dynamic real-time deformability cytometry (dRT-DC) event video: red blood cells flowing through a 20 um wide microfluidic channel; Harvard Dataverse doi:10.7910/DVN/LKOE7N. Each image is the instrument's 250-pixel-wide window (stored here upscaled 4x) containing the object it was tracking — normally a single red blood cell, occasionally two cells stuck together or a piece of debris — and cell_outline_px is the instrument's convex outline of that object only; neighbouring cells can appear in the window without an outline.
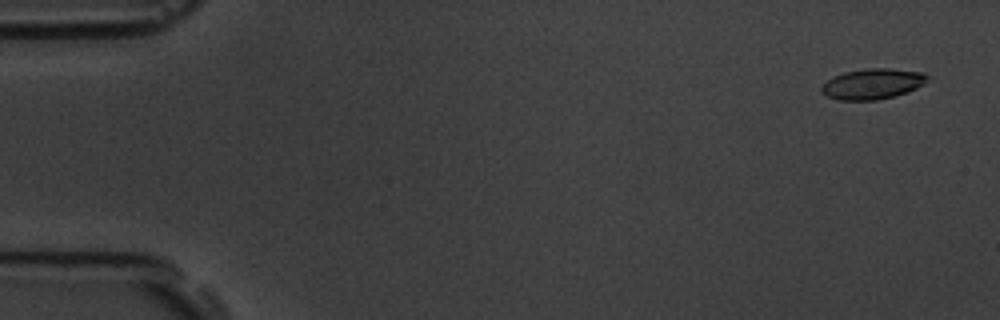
{"species": "common noctule bat (a hibernating species)", "species_latin": "Nyctalus noctula", "temperature_condition": "room temperature", "stored_images_in_passage": 5, "camera_frame_rate_fps": 3000, "um_per_image_px": 0.085, "animal": {"sex": "male", "body_mass_g": 19.5, "forearm_length_mm": 54.6}, "frame": {"image": 1, "passage_image": 1, "time_ms": 0.0, "image_size_px": [1000, 320], "cell_outline_px": [[928, 80], [916, 88], [896, 96], [876, 100], [840, 100], [828, 96], [820, 92], [820, 88], [832, 76], [844, 72], [868, 68], [888, 68], [924, 72], [928, 76]], "centroid_in_image_um": [74.16, 7.12], "position_along_channel_um": 10.8, "area_um2": 18.84}}
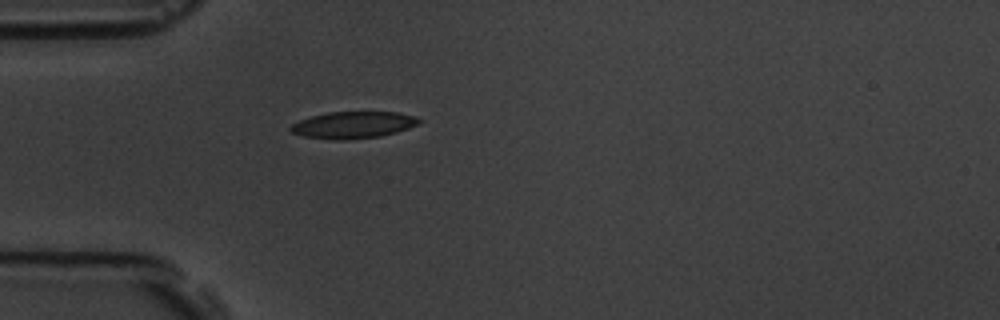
{"frame": {"image": 2, "passage_image": 5, "time_ms": 4.667, "image_size_px": [1000, 320], "cell_outline_px": [[424, 120], [408, 128], [396, 132], [380, 136], [348, 140], [336, 140], [304, 136], [292, 132], [288, 128], [292, 124], [300, 120], [312, 116], [328, 112], [396, 112], [416, 116]], "centroid_in_image_um": [30.03, 10.62], "position_along_channel_um": 55.0, "area_um2": 20.0}}